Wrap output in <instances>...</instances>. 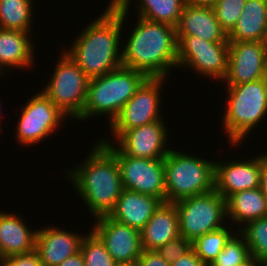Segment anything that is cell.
I'll return each instance as SVG.
<instances>
[{"label":"cell","instance_id":"15","mask_svg":"<svg viewBox=\"0 0 267 266\" xmlns=\"http://www.w3.org/2000/svg\"><path fill=\"white\" fill-rule=\"evenodd\" d=\"M93 223L91 230L104 243L116 263L137 262L143 251L140 231L108 216L98 217Z\"/></svg>","mask_w":267,"mask_h":266},{"label":"cell","instance_id":"28","mask_svg":"<svg viewBox=\"0 0 267 266\" xmlns=\"http://www.w3.org/2000/svg\"><path fill=\"white\" fill-rule=\"evenodd\" d=\"M239 232L246 239L250 256L263 262L267 260V216L248 222Z\"/></svg>","mask_w":267,"mask_h":266},{"label":"cell","instance_id":"37","mask_svg":"<svg viewBox=\"0 0 267 266\" xmlns=\"http://www.w3.org/2000/svg\"><path fill=\"white\" fill-rule=\"evenodd\" d=\"M58 266H85V262H84L81 252L79 251L78 253L64 260Z\"/></svg>","mask_w":267,"mask_h":266},{"label":"cell","instance_id":"12","mask_svg":"<svg viewBox=\"0 0 267 266\" xmlns=\"http://www.w3.org/2000/svg\"><path fill=\"white\" fill-rule=\"evenodd\" d=\"M166 78H148L123 106L119 115L109 125L114 141L126 130L164 119L160 109L163 105V86ZM162 91V92H161ZM162 103V105H161ZM113 137V138H112Z\"/></svg>","mask_w":267,"mask_h":266},{"label":"cell","instance_id":"1","mask_svg":"<svg viewBox=\"0 0 267 266\" xmlns=\"http://www.w3.org/2000/svg\"><path fill=\"white\" fill-rule=\"evenodd\" d=\"M108 3L103 13L77 34L72 45L63 48L89 79L122 66L121 35L130 12L122 11L112 0Z\"/></svg>","mask_w":267,"mask_h":266},{"label":"cell","instance_id":"24","mask_svg":"<svg viewBox=\"0 0 267 266\" xmlns=\"http://www.w3.org/2000/svg\"><path fill=\"white\" fill-rule=\"evenodd\" d=\"M228 41H267V0H247Z\"/></svg>","mask_w":267,"mask_h":266},{"label":"cell","instance_id":"25","mask_svg":"<svg viewBox=\"0 0 267 266\" xmlns=\"http://www.w3.org/2000/svg\"><path fill=\"white\" fill-rule=\"evenodd\" d=\"M112 1L122 11H130L132 0ZM134 3L138 14L137 17L176 27L187 0H135Z\"/></svg>","mask_w":267,"mask_h":266},{"label":"cell","instance_id":"11","mask_svg":"<svg viewBox=\"0 0 267 266\" xmlns=\"http://www.w3.org/2000/svg\"><path fill=\"white\" fill-rule=\"evenodd\" d=\"M178 68L223 81L227 73L229 42H209L194 35H177ZM214 79V80H213Z\"/></svg>","mask_w":267,"mask_h":266},{"label":"cell","instance_id":"42","mask_svg":"<svg viewBox=\"0 0 267 266\" xmlns=\"http://www.w3.org/2000/svg\"><path fill=\"white\" fill-rule=\"evenodd\" d=\"M0 103H1V102H0ZM0 109L2 110V108H0ZM1 114H2V112H0V118H1V116H2ZM0 123H1V119H0Z\"/></svg>","mask_w":267,"mask_h":266},{"label":"cell","instance_id":"17","mask_svg":"<svg viewBox=\"0 0 267 266\" xmlns=\"http://www.w3.org/2000/svg\"><path fill=\"white\" fill-rule=\"evenodd\" d=\"M39 229V230H38ZM36 233L35 251L43 266H58L80 251L85 234L70 232L57 226H43Z\"/></svg>","mask_w":267,"mask_h":266},{"label":"cell","instance_id":"6","mask_svg":"<svg viewBox=\"0 0 267 266\" xmlns=\"http://www.w3.org/2000/svg\"><path fill=\"white\" fill-rule=\"evenodd\" d=\"M215 162L171 147L164 158L166 202L214 190Z\"/></svg>","mask_w":267,"mask_h":266},{"label":"cell","instance_id":"30","mask_svg":"<svg viewBox=\"0 0 267 266\" xmlns=\"http://www.w3.org/2000/svg\"><path fill=\"white\" fill-rule=\"evenodd\" d=\"M80 252L85 266H115L117 263L107 252L104 243L91 230L82 239Z\"/></svg>","mask_w":267,"mask_h":266},{"label":"cell","instance_id":"8","mask_svg":"<svg viewBox=\"0 0 267 266\" xmlns=\"http://www.w3.org/2000/svg\"><path fill=\"white\" fill-rule=\"evenodd\" d=\"M178 210L179 231L190 242L226 226V199L215 189L174 202Z\"/></svg>","mask_w":267,"mask_h":266},{"label":"cell","instance_id":"35","mask_svg":"<svg viewBox=\"0 0 267 266\" xmlns=\"http://www.w3.org/2000/svg\"><path fill=\"white\" fill-rule=\"evenodd\" d=\"M170 266H207L202 260L196 255L192 249L185 256L179 257L177 260L172 262Z\"/></svg>","mask_w":267,"mask_h":266},{"label":"cell","instance_id":"3","mask_svg":"<svg viewBox=\"0 0 267 266\" xmlns=\"http://www.w3.org/2000/svg\"><path fill=\"white\" fill-rule=\"evenodd\" d=\"M122 46V66L142 72L148 78L170 77L178 68V40L175 27L138 17ZM125 45V46H124ZM171 70V71H170Z\"/></svg>","mask_w":267,"mask_h":266},{"label":"cell","instance_id":"41","mask_svg":"<svg viewBox=\"0 0 267 266\" xmlns=\"http://www.w3.org/2000/svg\"><path fill=\"white\" fill-rule=\"evenodd\" d=\"M3 77V73L0 71V78H2Z\"/></svg>","mask_w":267,"mask_h":266},{"label":"cell","instance_id":"32","mask_svg":"<svg viewBox=\"0 0 267 266\" xmlns=\"http://www.w3.org/2000/svg\"><path fill=\"white\" fill-rule=\"evenodd\" d=\"M191 250L192 242L188 241L183 236H178L159 247L156 251L163 260L171 264L179 257L185 256Z\"/></svg>","mask_w":267,"mask_h":266},{"label":"cell","instance_id":"29","mask_svg":"<svg viewBox=\"0 0 267 266\" xmlns=\"http://www.w3.org/2000/svg\"><path fill=\"white\" fill-rule=\"evenodd\" d=\"M250 258L246 239L237 231L208 266H240Z\"/></svg>","mask_w":267,"mask_h":266},{"label":"cell","instance_id":"5","mask_svg":"<svg viewBox=\"0 0 267 266\" xmlns=\"http://www.w3.org/2000/svg\"><path fill=\"white\" fill-rule=\"evenodd\" d=\"M147 79L142 72L124 66L90 79L85 107L75 121L106 115L110 125Z\"/></svg>","mask_w":267,"mask_h":266},{"label":"cell","instance_id":"36","mask_svg":"<svg viewBox=\"0 0 267 266\" xmlns=\"http://www.w3.org/2000/svg\"><path fill=\"white\" fill-rule=\"evenodd\" d=\"M260 189L267 198V151H262V170L260 175Z\"/></svg>","mask_w":267,"mask_h":266},{"label":"cell","instance_id":"19","mask_svg":"<svg viewBox=\"0 0 267 266\" xmlns=\"http://www.w3.org/2000/svg\"><path fill=\"white\" fill-rule=\"evenodd\" d=\"M175 30L176 35H194L209 42H229L212 7L186 3Z\"/></svg>","mask_w":267,"mask_h":266},{"label":"cell","instance_id":"14","mask_svg":"<svg viewBox=\"0 0 267 266\" xmlns=\"http://www.w3.org/2000/svg\"><path fill=\"white\" fill-rule=\"evenodd\" d=\"M166 128L164 119H159L124 131L113 144L123 154L131 157L143 159L165 158L171 148V146L168 147L170 136Z\"/></svg>","mask_w":267,"mask_h":266},{"label":"cell","instance_id":"40","mask_svg":"<svg viewBox=\"0 0 267 266\" xmlns=\"http://www.w3.org/2000/svg\"><path fill=\"white\" fill-rule=\"evenodd\" d=\"M115 266H138L137 262L132 263H117Z\"/></svg>","mask_w":267,"mask_h":266},{"label":"cell","instance_id":"18","mask_svg":"<svg viewBox=\"0 0 267 266\" xmlns=\"http://www.w3.org/2000/svg\"><path fill=\"white\" fill-rule=\"evenodd\" d=\"M31 36L35 37L30 32L0 28V71L4 75L10 67L12 71L35 66L36 48Z\"/></svg>","mask_w":267,"mask_h":266},{"label":"cell","instance_id":"21","mask_svg":"<svg viewBox=\"0 0 267 266\" xmlns=\"http://www.w3.org/2000/svg\"><path fill=\"white\" fill-rule=\"evenodd\" d=\"M160 203L154 196L123 189L108 217L141 231Z\"/></svg>","mask_w":267,"mask_h":266},{"label":"cell","instance_id":"39","mask_svg":"<svg viewBox=\"0 0 267 266\" xmlns=\"http://www.w3.org/2000/svg\"><path fill=\"white\" fill-rule=\"evenodd\" d=\"M240 266H265V264L263 261H259L251 257L248 261H246L243 265Z\"/></svg>","mask_w":267,"mask_h":266},{"label":"cell","instance_id":"33","mask_svg":"<svg viewBox=\"0 0 267 266\" xmlns=\"http://www.w3.org/2000/svg\"><path fill=\"white\" fill-rule=\"evenodd\" d=\"M0 266H43L38 253L34 250L0 259Z\"/></svg>","mask_w":267,"mask_h":266},{"label":"cell","instance_id":"31","mask_svg":"<svg viewBox=\"0 0 267 266\" xmlns=\"http://www.w3.org/2000/svg\"><path fill=\"white\" fill-rule=\"evenodd\" d=\"M247 0H219L213 7L221 28L227 35L234 29Z\"/></svg>","mask_w":267,"mask_h":266},{"label":"cell","instance_id":"23","mask_svg":"<svg viewBox=\"0 0 267 266\" xmlns=\"http://www.w3.org/2000/svg\"><path fill=\"white\" fill-rule=\"evenodd\" d=\"M226 210L227 219L239 231L248 222L267 216V198L260 187L243 190L226 200Z\"/></svg>","mask_w":267,"mask_h":266},{"label":"cell","instance_id":"10","mask_svg":"<svg viewBox=\"0 0 267 266\" xmlns=\"http://www.w3.org/2000/svg\"><path fill=\"white\" fill-rule=\"evenodd\" d=\"M98 138L115 155L124 189L151 195L166 202L164 158L143 159L123 154L110 140ZM104 138V139H103Z\"/></svg>","mask_w":267,"mask_h":266},{"label":"cell","instance_id":"20","mask_svg":"<svg viewBox=\"0 0 267 266\" xmlns=\"http://www.w3.org/2000/svg\"><path fill=\"white\" fill-rule=\"evenodd\" d=\"M24 220L14 212L0 211V259L35 250L37 230Z\"/></svg>","mask_w":267,"mask_h":266},{"label":"cell","instance_id":"9","mask_svg":"<svg viewBox=\"0 0 267 266\" xmlns=\"http://www.w3.org/2000/svg\"><path fill=\"white\" fill-rule=\"evenodd\" d=\"M18 116L15 141L30 147L56 133L68 118L41 90L23 104Z\"/></svg>","mask_w":267,"mask_h":266},{"label":"cell","instance_id":"16","mask_svg":"<svg viewBox=\"0 0 267 266\" xmlns=\"http://www.w3.org/2000/svg\"><path fill=\"white\" fill-rule=\"evenodd\" d=\"M231 160L215 162L214 189L226 200L237 192L260 187L262 153L246 161Z\"/></svg>","mask_w":267,"mask_h":266},{"label":"cell","instance_id":"7","mask_svg":"<svg viewBox=\"0 0 267 266\" xmlns=\"http://www.w3.org/2000/svg\"><path fill=\"white\" fill-rule=\"evenodd\" d=\"M61 51L52 76L41 91L75 121L85 107L90 79L63 49Z\"/></svg>","mask_w":267,"mask_h":266},{"label":"cell","instance_id":"27","mask_svg":"<svg viewBox=\"0 0 267 266\" xmlns=\"http://www.w3.org/2000/svg\"><path fill=\"white\" fill-rule=\"evenodd\" d=\"M232 228L234 227L224 226L208 232L192 242V249L204 264L208 266L223 250L229 239L238 231Z\"/></svg>","mask_w":267,"mask_h":266},{"label":"cell","instance_id":"13","mask_svg":"<svg viewBox=\"0 0 267 266\" xmlns=\"http://www.w3.org/2000/svg\"><path fill=\"white\" fill-rule=\"evenodd\" d=\"M267 77V41H229L225 86Z\"/></svg>","mask_w":267,"mask_h":266},{"label":"cell","instance_id":"38","mask_svg":"<svg viewBox=\"0 0 267 266\" xmlns=\"http://www.w3.org/2000/svg\"><path fill=\"white\" fill-rule=\"evenodd\" d=\"M219 0H187V3L193 6L214 7Z\"/></svg>","mask_w":267,"mask_h":266},{"label":"cell","instance_id":"22","mask_svg":"<svg viewBox=\"0 0 267 266\" xmlns=\"http://www.w3.org/2000/svg\"><path fill=\"white\" fill-rule=\"evenodd\" d=\"M140 233L143 250H157L180 236L176 204L161 202Z\"/></svg>","mask_w":267,"mask_h":266},{"label":"cell","instance_id":"34","mask_svg":"<svg viewBox=\"0 0 267 266\" xmlns=\"http://www.w3.org/2000/svg\"><path fill=\"white\" fill-rule=\"evenodd\" d=\"M137 263L138 266H170L156 250H143Z\"/></svg>","mask_w":267,"mask_h":266},{"label":"cell","instance_id":"26","mask_svg":"<svg viewBox=\"0 0 267 266\" xmlns=\"http://www.w3.org/2000/svg\"><path fill=\"white\" fill-rule=\"evenodd\" d=\"M33 4V0H0V28L33 34Z\"/></svg>","mask_w":267,"mask_h":266},{"label":"cell","instance_id":"2","mask_svg":"<svg viewBox=\"0 0 267 266\" xmlns=\"http://www.w3.org/2000/svg\"><path fill=\"white\" fill-rule=\"evenodd\" d=\"M75 168L66 169L75 192L94 219L108 216L123 191L116 155L100 140Z\"/></svg>","mask_w":267,"mask_h":266},{"label":"cell","instance_id":"4","mask_svg":"<svg viewBox=\"0 0 267 266\" xmlns=\"http://www.w3.org/2000/svg\"><path fill=\"white\" fill-rule=\"evenodd\" d=\"M226 109L222 129L233 149L252 134L267 118V77L253 82L226 86ZM259 124V125H258ZM257 125V126H256ZM230 141V142H229Z\"/></svg>","mask_w":267,"mask_h":266}]
</instances>
